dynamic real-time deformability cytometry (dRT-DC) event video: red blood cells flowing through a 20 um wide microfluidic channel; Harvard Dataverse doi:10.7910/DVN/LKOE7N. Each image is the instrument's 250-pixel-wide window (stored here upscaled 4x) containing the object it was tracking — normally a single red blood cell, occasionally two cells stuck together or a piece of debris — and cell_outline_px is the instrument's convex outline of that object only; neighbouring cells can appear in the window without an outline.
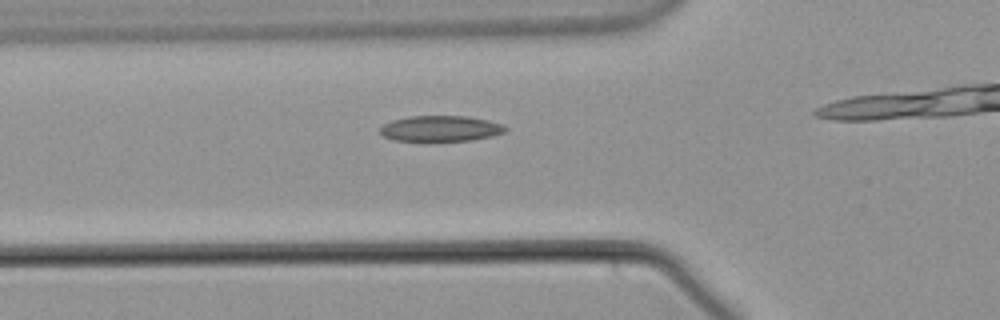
{"species": "common noctule bat (a hibernating species)", "species_latin": "Nyctalus noctula", "temperature_condition": "warm", "stored_images_in_passage": 22, "camera_frame_rate_fps": 3000, "um_per_image_px": 0.085, "animal": {"sex": "male", "body_mass_g": 21.5, "forearm_length_mm": 52.0}, "frame": {"image": 1, "passage_image": 10, "time_ms": 3.0, "image_size_px": [1000, 320], "cell_outline_px": [[508, 128], [504, 132], [492, 136], [472, 140], [428, 144], [392, 140], [384, 136], [380, 132], [380, 128], [384, 124], [392, 120], [408, 116], [464, 116], [488, 120], [504, 124]], "centroid_in_image_um": [37.42, 10.98], "position_along_channel_um": 88.4, "area_um2": 19.77}}
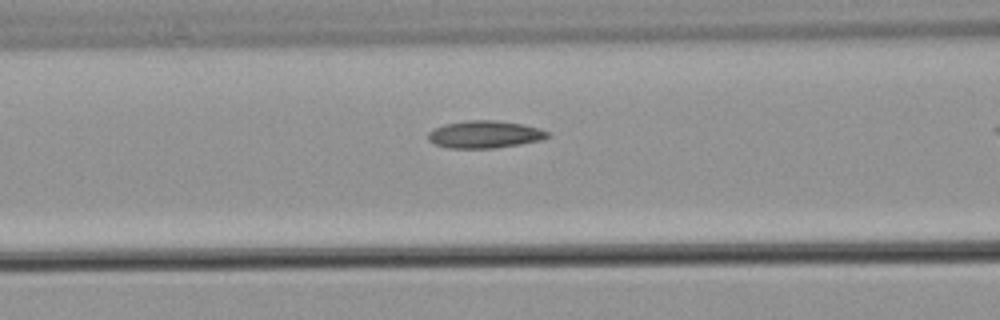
{"frame": {"image": 2, "passage_image": 13, "time_ms": 4.0, "image_size_px": [1000, 320], "cell_outline_px": [[548, 136], [540, 140], [520, 144], [492, 148], [448, 148], [436, 144], [428, 140], [428, 132], [444, 124], [468, 120], [496, 120], [524, 124], [540, 128], [548, 132]], "centroid_in_image_um": [41.19, 11.41], "position_along_channel_um": 125.4, "area_um2": 18.96}}